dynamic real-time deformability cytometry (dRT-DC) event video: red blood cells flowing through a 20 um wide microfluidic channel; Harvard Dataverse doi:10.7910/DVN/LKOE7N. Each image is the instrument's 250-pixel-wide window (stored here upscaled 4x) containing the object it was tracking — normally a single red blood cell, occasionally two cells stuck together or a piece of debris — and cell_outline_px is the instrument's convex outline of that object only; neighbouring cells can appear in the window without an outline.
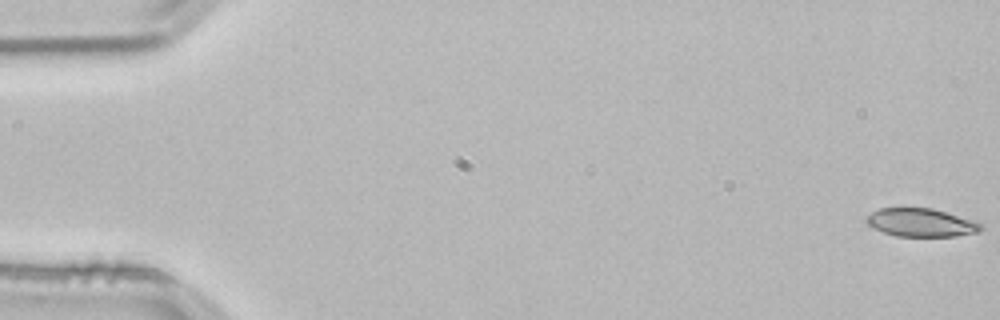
{"species": "common noctule bat (a hibernating species)", "species_latin": "Nyctalus noctula", "temperature_condition": "room temperature", "stored_images_in_passage": 14, "camera_frame_rate_fps": 3000, "um_per_image_px": 0.085, "animal": {"sex": "male", "body_mass_g": 21.5, "forearm_length_mm": 52.0}, "frame": {"image": 1, "passage_image": 1, "time_ms": 0.0, "image_size_px": [1000, 320], "cell_outline_px": [[984, 228], [976, 232], [956, 236], [896, 236], [872, 228], [864, 220], [864, 216], [880, 208], [932, 208], [972, 220], [980, 224]], "centroid_in_image_um": [78.22, 18.92], "position_along_channel_um": 6.8, "area_um2": 18.73}}
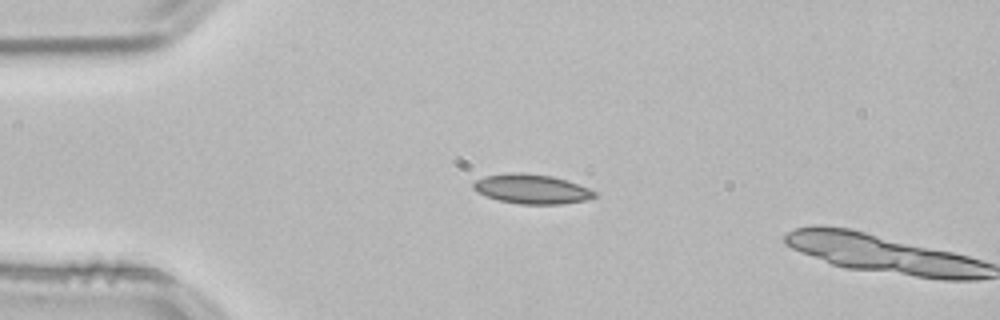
{"frame": {"image": 2, "passage_image": 13, "time_ms": 4.0, "image_size_px": [1000, 320], "cell_outline_px": [[596, 196], [588, 200], [560, 204], [520, 204], [500, 200], [484, 196], [476, 192], [472, 188], [472, 184], [476, 180], [484, 176], [508, 172], [520, 172], [552, 176], [568, 180], [588, 188], [596, 192]], "centroid_in_image_um": [45.17, 16.06], "position_along_channel_um": 39.8, "area_um2": 21.04}}